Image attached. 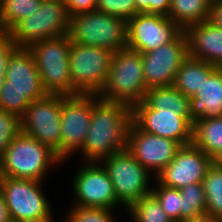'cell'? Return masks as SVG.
Here are the masks:
<instances>
[{
  "label": "cell",
  "mask_w": 222,
  "mask_h": 222,
  "mask_svg": "<svg viewBox=\"0 0 222 222\" xmlns=\"http://www.w3.org/2000/svg\"><path fill=\"white\" fill-rule=\"evenodd\" d=\"M132 108L123 103L107 102L92 94V115L86 140L74 155L80 162H101L126 150ZM83 160V161H82Z\"/></svg>",
  "instance_id": "obj_1"
},
{
  "label": "cell",
  "mask_w": 222,
  "mask_h": 222,
  "mask_svg": "<svg viewBox=\"0 0 222 222\" xmlns=\"http://www.w3.org/2000/svg\"><path fill=\"white\" fill-rule=\"evenodd\" d=\"M46 95L33 54L28 48L19 47L8 61L0 109L20 118L32 101Z\"/></svg>",
  "instance_id": "obj_2"
},
{
  "label": "cell",
  "mask_w": 222,
  "mask_h": 222,
  "mask_svg": "<svg viewBox=\"0 0 222 222\" xmlns=\"http://www.w3.org/2000/svg\"><path fill=\"white\" fill-rule=\"evenodd\" d=\"M61 164L63 160L49 146L20 132L0 157V176L44 182L50 169Z\"/></svg>",
  "instance_id": "obj_3"
},
{
  "label": "cell",
  "mask_w": 222,
  "mask_h": 222,
  "mask_svg": "<svg viewBox=\"0 0 222 222\" xmlns=\"http://www.w3.org/2000/svg\"><path fill=\"white\" fill-rule=\"evenodd\" d=\"M147 90L141 53L127 47L114 52L107 81L98 97L133 108L144 100Z\"/></svg>",
  "instance_id": "obj_4"
},
{
  "label": "cell",
  "mask_w": 222,
  "mask_h": 222,
  "mask_svg": "<svg viewBox=\"0 0 222 222\" xmlns=\"http://www.w3.org/2000/svg\"><path fill=\"white\" fill-rule=\"evenodd\" d=\"M71 39L68 34L32 43L33 54L41 82L47 94L72 96L69 69Z\"/></svg>",
  "instance_id": "obj_5"
},
{
  "label": "cell",
  "mask_w": 222,
  "mask_h": 222,
  "mask_svg": "<svg viewBox=\"0 0 222 222\" xmlns=\"http://www.w3.org/2000/svg\"><path fill=\"white\" fill-rule=\"evenodd\" d=\"M71 42L116 52L127 46V22L97 9L70 18Z\"/></svg>",
  "instance_id": "obj_6"
},
{
  "label": "cell",
  "mask_w": 222,
  "mask_h": 222,
  "mask_svg": "<svg viewBox=\"0 0 222 222\" xmlns=\"http://www.w3.org/2000/svg\"><path fill=\"white\" fill-rule=\"evenodd\" d=\"M42 184L43 181L0 176V190L12 220L57 222Z\"/></svg>",
  "instance_id": "obj_7"
},
{
  "label": "cell",
  "mask_w": 222,
  "mask_h": 222,
  "mask_svg": "<svg viewBox=\"0 0 222 222\" xmlns=\"http://www.w3.org/2000/svg\"><path fill=\"white\" fill-rule=\"evenodd\" d=\"M70 18L64 0H42L36 12L18 21L5 35L18 47L69 33Z\"/></svg>",
  "instance_id": "obj_8"
},
{
  "label": "cell",
  "mask_w": 222,
  "mask_h": 222,
  "mask_svg": "<svg viewBox=\"0 0 222 222\" xmlns=\"http://www.w3.org/2000/svg\"><path fill=\"white\" fill-rule=\"evenodd\" d=\"M100 163L107 170L118 203L124 210L151 193V182L156 178L127 150L114 153Z\"/></svg>",
  "instance_id": "obj_9"
},
{
  "label": "cell",
  "mask_w": 222,
  "mask_h": 222,
  "mask_svg": "<svg viewBox=\"0 0 222 222\" xmlns=\"http://www.w3.org/2000/svg\"><path fill=\"white\" fill-rule=\"evenodd\" d=\"M113 52L91 45L71 42L69 69L72 96L99 94L109 75Z\"/></svg>",
  "instance_id": "obj_10"
},
{
  "label": "cell",
  "mask_w": 222,
  "mask_h": 222,
  "mask_svg": "<svg viewBox=\"0 0 222 222\" xmlns=\"http://www.w3.org/2000/svg\"><path fill=\"white\" fill-rule=\"evenodd\" d=\"M74 173L70 183L74 199L70 206L121 210L109 174L100 162H82Z\"/></svg>",
  "instance_id": "obj_11"
},
{
  "label": "cell",
  "mask_w": 222,
  "mask_h": 222,
  "mask_svg": "<svg viewBox=\"0 0 222 222\" xmlns=\"http://www.w3.org/2000/svg\"><path fill=\"white\" fill-rule=\"evenodd\" d=\"M62 95L47 94L32 101L20 117V131L49 146L61 158Z\"/></svg>",
  "instance_id": "obj_12"
},
{
  "label": "cell",
  "mask_w": 222,
  "mask_h": 222,
  "mask_svg": "<svg viewBox=\"0 0 222 222\" xmlns=\"http://www.w3.org/2000/svg\"><path fill=\"white\" fill-rule=\"evenodd\" d=\"M92 94L62 95L61 159L68 162L83 146L91 122Z\"/></svg>",
  "instance_id": "obj_13"
},
{
  "label": "cell",
  "mask_w": 222,
  "mask_h": 222,
  "mask_svg": "<svg viewBox=\"0 0 222 222\" xmlns=\"http://www.w3.org/2000/svg\"><path fill=\"white\" fill-rule=\"evenodd\" d=\"M141 55L147 89L172 86L176 72L189 57L187 35L182 30L171 42Z\"/></svg>",
  "instance_id": "obj_14"
},
{
  "label": "cell",
  "mask_w": 222,
  "mask_h": 222,
  "mask_svg": "<svg viewBox=\"0 0 222 222\" xmlns=\"http://www.w3.org/2000/svg\"><path fill=\"white\" fill-rule=\"evenodd\" d=\"M132 121L146 133L171 139L182 146L192 143L191 116L177 115L174 110H156L143 100L132 108Z\"/></svg>",
  "instance_id": "obj_15"
},
{
  "label": "cell",
  "mask_w": 222,
  "mask_h": 222,
  "mask_svg": "<svg viewBox=\"0 0 222 222\" xmlns=\"http://www.w3.org/2000/svg\"><path fill=\"white\" fill-rule=\"evenodd\" d=\"M182 147L179 142L142 131L133 121L126 150L156 178Z\"/></svg>",
  "instance_id": "obj_16"
},
{
  "label": "cell",
  "mask_w": 222,
  "mask_h": 222,
  "mask_svg": "<svg viewBox=\"0 0 222 222\" xmlns=\"http://www.w3.org/2000/svg\"><path fill=\"white\" fill-rule=\"evenodd\" d=\"M182 29L166 15L137 13L127 22V48L147 53L171 42Z\"/></svg>",
  "instance_id": "obj_17"
},
{
  "label": "cell",
  "mask_w": 222,
  "mask_h": 222,
  "mask_svg": "<svg viewBox=\"0 0 222 222\" xmlns=\"http://www.w3.org/2000/svg\"><path fill=\"white\" fill-rule=\"evenodd\" d=\"M212 163V158L193 143L184 145L170 164L157 175L156 180L161 185L176 189L202 183Z\"/></svg>",
  "instance_id": "obj_18"
},
{
  "label": "cell",
  "mask_w": 222,
  "mask_h": 222,
  "mask_svg": "<svg viewBox=\"0 0 222 222\" xmlns=\"http://www.w3.org/2000/svg\"><path fill=\"white\" fill-rule=\"evenodd\" d=\"M185 33L189 57L222 68V29L207 20L189 26Z\"/></svg>",
  "instance_id": "obj_19"
},
{
  "label": "cell",
  "mask_w": 222,
  "mask_h": 222,
  "mask_svg": "<svg viewBox=\"0 0 222 222\" xmlns=\"http://www.w3.org/2000/svg\"><path fill=\"white\" fill-rule=\"evenodd\" d=\"M191 121L222 117V68H216L189 97Z\"/></svg>",
  "instance_id": "obj_20"
},
{
  "label": "cell",
  "mask_w": 222,
  "mask_h": 222,
  "mask_svg": "<svg viewBox=\"0 0 222 222\" xmlns=\"http://www.w3.org/2000/svg\"><path fill=\"white\" fill-rule=\"evenodd\" d=\"M216 68L205 61L187 57L176 72L172 86L183 95L192 97Z\"/></svg>",
  "instance_id": "obj_21"
},
{
  "label": "cell",
  "mask_w": 222,
  "mask_h": 222,
  "mask_svg": "<svg viewBox=\"0 0 222 222\" xmlns=\"http://www.w3.org/2000/svg\"><path fill=\"white\" fill-rule=\"evenodd\" d=\"M212 0H171L168 18L183 31L209 19Z\"/></svg>",
  "instance_id": "obj_22"
},
{
  "label": "cell",
  "mask_w": 222,
  "mask_h": 222,
  "mask_svg": "<svg viewBox=\"0 0 222 222\" xmlns=\"http://www.w3.org/2000/svg\"><path fill=\"white\" fill-rule=\"evenodd\" d=\"M192 143L211 158L222 151V117L196 120Z\"/></svg>",
  "instance_id": "obj_23"
},
{
  "label": "cell",
  "mask_w": 222,
  "mask_h": 222,
  "mask_svg": "<svg viewBox=\"0 0 222 222\" xmlns=\"http://www.w3.org/2000/svg\"><path fill=\"white\" fill-rule=\"evenodd\" d=\"M144 101L156 110H174L177 115L191 116L189 97L183 95L173 86L149 88Z\"/></svg>",
  "instance_id": "obj_24"
},
{
  "label": "cell",
  "mask_w": 222,
  "mask_h": 222,
  "mask_svg": "<svg viewBox=\"0 0 222 222\" xmlns=\"http://www.w3.org/2000/svg\"><path fill=\"white\" fill-rule=\"evenodd\" d=\"M42 0H1L0 34H6L18 21L36 12Z\"/></svg>",
  "instance_id": "obj_25"
},
{
  "label": "cell",
  "mask_w": 222,
  "mask_h": 222,
  "mask_svg": "<svg viewBox=\"0 0 222 222\" xmlns=\"http://www.w3.org/2000/svg\"><path fill=\"white\" fill-rule=\"evenodd\" d=\"M206 214L222 221V168L212 163L202 181Z\"/></svg>",
  "instance_id": "obj_26"
},
{
  "label": "cell",
  "mask_w": 222,
  "mask_h": 222,
  "mask_svg": "<svg viewBox=\"0 0 222 222\" xmlns=\"http://www.w3.org/2000/svg\"><path fill=\"white\" fill-rule=\"evenodd\" d=\"M125 212L132 222H174L152 193L132 204Z\"/></svg>",
  "instance_id": "obj_27"
},
{
  "label": "cell",
  "mask_w": 222,
  "mask_h": 222,
  "mask_svg": "<svg viewBox=\"0 0 222 222\" xmlns=\"http://www.w3.org/2000/svg\"><path fill=\"white\" fill-rule=\"evenodd\" d=\"M181 222L206 214L205 191L202 183H193L180 189Z\"/></svg>",
  "instance_id": "obj_28"
},
{
  "label": "cell",
  "mask_w": 222,
  "mask_h": 222,
  "mask_svg": "<svg viewBox=\"0 0 222 222\" xmlns=\"http://www.w3.org/2000/svg\"><path fill=\"white\" fill-rule=\"evenodd\" d=\"M115 212L104 207L70 206L59 222H116Z\"/></svg>",
  "instance_id": "obj_29"
},
{
  "label": "cell",
  "mask_w": 222,
  "mask_h": 222,
  "mask_svg": "<svg viewBox=\"0 0 222 222\" xmlns=\"http://www.w3.org/2000/svg\"><path fill=\"white\" fill-rule=\"evenodd\" d=\"M151 193L158 199L165 213L174 221L181 222L180 189L161 185L156 179Z\"/></svg>",
  "instance_id": "obj_30"
},
{
  "label": "cell",
  "mask_w": 222,
  "mask_h": 222,
  "mask_svg": "<svg viewBox=\"0 0 222 222\" xmlns=\"http://www.w3.org/2000/svg\"><path fill=\"white\" fill-rule=\"evenodd\" d=\"M96 9L126 22L138 13L135 0H97Z\"/></svg>",
  "instance_id": "obj_31"
},
{
  "label": "cell",
  "mask_w": 222,
  "mask_h": 222,
  "mask_svg": "<svg viewBox=\"0 0 222 222\" xmlns=\"http://www.w3.org/2000/svg\"><path fill=\"white\" fill-rule=\"evenodd\" d=\"M20 132V118L0 109V157Z\"/></svg>",
  "instance_id": "obj_32"
},
{
  "label": "cell",
  "mask_w": 222,
  "mask_h": 222,
  "mask_svg": "<svg viewBox=\"0 0 222 222\" xmlns=\"http://www.w3.org/2000/svg\"><path fill=\"white\" fill-rule=\"evenodd\" d=\"M19 47L11 41L5 34H0V93L5 81V72L10 56Z\"/></svg>",
  "instance_id": "obj_33"
},
{
  "label": "cell",
  "mask_w": 222,
  "mask_h": 222,
  "mask_svg": "<svg viewBox=\"0 0 222 222\" xmlns=\"http://www.w3.org/2000/svg\"><path fill=\"white\" fill-rule=\"evenodd\" d=\"M138 13H157L168 16L171 0H135Z\"/></svg>",
  "instance_id": "obj_34"
},
{
  "label": "cell",
  "mask_w": 222,
  "mask_h": 222,
  "mask_svg": "<svg viewBox=\"0 0 222 222\" xmlns=\"http://www.w3.org/2000/svg\"><path fill=\"white\" fill-rule=\"evenodd\" d=\"M69 18L96 9L97 0H65Z\"/></svg>",
  "instance_id": "obj_35"
},
{
  "label": "cell",
  "mask_w": 222,
  "mask_h": 222,
  "mask_svg": "<svg viewBox=\"0 0 222 222\" xmlns=\"http://www.w3.org/2000/svg\"><path fill=\"white\" fill-rule=\"evenodd\" d=\"M209 22L222 29V0H214L211 5Z\"/></svg>",
  "instance_id": "obj_36"
},
{
  "label": "cell",
  "mask_w": 222,
  "mask_h": 222,
  "mask_svg": "<svg viewBox=\"0 0 222 222\" xmlns=\"http://www.w3.org/2000/svg\"><path fill=\"white\" fill-rule=\"evenodd\" d=\"M11 216L5 198L2 191L0 190V222H9Z\"/></svg>",
  "instance_id": "obj_37"
},
{
  "label": "cell",
  "mask_w": 222,
  "mask_h": 222,
  "mask_svg": "<svg viewBox=\"0 0 222 222\" xmlns=\"http://www.w3.org/2000/svg\"><path fill=\"white\" fill-rule=\"evenodd\" d=\"M183 222H222V221L214 218L211 215L204 214V215H201L198 217H194V218L185 220Z\"/></svg>",
  "instance_id": "obj_38"
},
{
  "label": "cell",
  "mask_w": 222,
  "mask_h": 222,
  "mask_svg": "<svg viewBox=\"0 0 222 222\" xmlns=\"http://www.w3.org/2000/svg\"><path fill=\"white\" fill-rule=\"evenodd\" d=\"M212 161L215 165L222 168V151H220L217 155L212 158Z\"/></svg>",
  "instance_id": "obj_39"
},
{
  "label": "cell",
  "mask_w": 222,
  "mask_h": 222,
  "mask_svg": "<svg viewBox=\"0 0 222 222\" xmlns=\"http://www.w3.org/2000/svg\"><path fill=\"white\" fill-rule=\"evenodd\" d=\"M9 222H20V221H16V220H12V219H11Z\"/></svg>",
  "instance_id": "obj_40"
}]
</instances>
